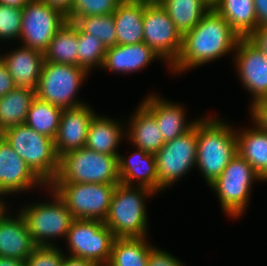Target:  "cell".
Here are the masks:
<instances>
[{
	"mask_svg": "<svg viewBox=\"0 0 267 266\" xmlns=\"http://www.w3.org/2000/svg\"><path fill=\"white\" fill-rule=\"evenodd\" d=\"M248 38L267 56V26L258 27Z\"/></svg>",
	"mask_w": 267,
	"mask_h": 266,
	"instance_id": "cell-40",
	"label": "cell"
},
{
	"mask_svg": "<svg viewBox=\"0 0 267 266\" xmlns=\"http://www.w3.org/2000/svg\"><path fill=\"white\" fill-rule=\"evenodd\" d=\"M60 266H96L93 262L85 260L83 258H77L72 256H67L64 254L63 260Z\"/></svg>",
	"mask_w": 267,
	"mask_h": 266,
	"instance_id": "cell-43",
	"label": "cell"
},
{
	"mask_svg": "<svg viewBox=\"0 0 267 266\" xmlns=\"http://www.w3.org/2000/svg\"><path fill=\"white\" fill-rule=\"evenodd\" d=\"M0 58L6 65L16 87L36 90L45 61L43 52L21 46L15 50L13 48L8 53L0 54Z\"/></svg>",
	"mask_w": 267,
	"mask_h": 266,
	"instance_id": "cell-19",
	"label": "cell"
},
{
	"mask_svg": "<svg viewBox=\"0 0 267 266\" xmlns=\"http://www.w3.org/2000/svg\"><path fill=\"white\" fill-rule=\"evenodd\" d=\"M7 212L0 218V256L25 261L37 245L21 213L14 217Z\"/></svg>",
	"mask_w": 267,
	"mask_h": 266,
	"instance_id": "cell-18",
	"label": "cell"
},
{
	"mask_svg": "<svg viewBox=\"0 0 267 266\" xmlns=\"http://www.w3.org/2000/svg\"><path fill=\"white\" fill-rule=\"evenodd\" d=\"M264 181L238 153L208 187L214 191L229 218L241 217L249 207L253 182Z\"/></svg>",
	"mask_w": 267,
	"mask_h": 266,
	"instance_id": "cell-6",
	"label": "cell"
},
{
	"mask_svg": "<svg viewBox=\"0 0 267 266\" xmlns=\"http://www.w3.org/2000/svg\"><path fill=\"white\" fill-rule=\"evenodd\" d=\"M83 33L99 39L106 48L117 45L113 14L85 16L73 22Z\"/></svg>",
	"mask_w": 267,
	"mask_h": 266,
	"instance_id": "cell-32",
	"label": "cell"
},
{
	"mask_svg": "<svg viewBox=\"0 0 267 266\" xmlns=\"http://www.w3.org/2000/svg\"><path fill=\"white\" fill-rule=\"evenodd\" d=\"M212 7L241 37L258 28L254 0H214Z\"/></svg>",
	"mask_w": 267,
	"mask_h": 266,
	"instance_id": "cell-26",
	"label": "cell"
},
{
	"mask_svg": "<svg viewBox=\"0 0 267 266\" xmlns=\"http://www.w3.org/2000/svg\"><path fill=\"white\" fill-rule=\"evenodd\" d=\"M249 110L252 123L267 133V99L255 103Z\"/></svg>",
	"mask_w": 267,
	"mask_h": 266,
	"instance_id": "cell-38",
	"label": "cell"
},
{
	"mask_svg": "<svg viewBox=\"0 0 267 266\" xmlns=\"http://www.w3.org/2000/svg\"><path fill=\"white\" fill-rule=\"evenodd\" d=\"M147 237L115 238L106 266H147L150 249Z\"/></svg>",
	"mask_w": 267,
	"mask_h": 266,
	"instance_id": "cell-30",
	"label": "cell"
},
{
	"mask_svg": "<svg viewBox=\"0 0 267 266\" xmlns=\"http://www.w3.org/2000/svg\"><path fill=\"white\" fill-rule=\"evenodd\" d=\"M139 106V107H138ZM125 125L126 138L134 148L156 154L165 144L155 117L140 103Z\"/></svg>",
	"mask_w": 267,
	"mask_h": 266,
	"instance_id": "cell-22",
	"label": "cell"
},
{
	"mask_svg": "<svg viewBox=\"0 0 267 266\" xmlns=\"http://www.w3.org/2000/svg\"><path fill=\"white\" fill-rule=\"evenodd\" d=\"M121 1L139 2V0H121Z\"/></svg>",
	"mask_w": 267,
	"mask_h": 266,
	"instance_id": "cell-48",
	"label": "cell"
},
{
	"mask_svg": "<svg viewBox=\"0 0 267 266\" xmlns=\"http://www.w3.org/2000/svg\"><path fill=\"white\" fill-rule=\"evenodd\" d=\"M159 59L163 63H166L144 42L129 45H115L107 48L102 68L108 72L124 75L131 72H140L154 60Z\"/></svg>",
	"mask_w": 267,
	"mask_h": 266,
	"instance_id": "cell-20",
	"label": "cell"
},
{
	"mask_svg": "<svg viewBox=\"0 0 267 266\" xmlns=\"http://www.w3.org/2000/svg\"><path fill=\"white\" fill-rule=\"evenodd\" d=\"M40 186L47 187L0 134V193L7 197Z\"/></svg>",
	"mask_w": 267,
	"mask_h": 266,
	"instance_id": "cell-15",
	"label": "cell"
},
{
	"mask_svg": "<svg viewBox=\"0 0 267 266\" xmlns=\"http://www.w3.org/2000/svg\"><path fill=\"white\" fill-rule=\"evenodd\" d=\"M144 2L121 1L113 13L117 45L143 43Z\"/></svg>",
	"mask_w": 267,
	"mask_h": 266,
	"instance_id": "cell-24",
	"label": "cell"
},
{
	"mask_svg": "<svg viewBox=\"0 0 267 266\" xmlns=\"http://www.w3.org/2000/svg\"><path fill=\"white\" fill-rule=\"evenodd\" d=\"M0 266H25V261L0 256Z\"/></svg>",
	"mask_w": 267,
	"mask_h": 266,
	"instance_id": "cell-44",
	"label": "cell"
},
{
	"mask_svg": "<svg viewBox=\"0 0 267 266\" xmlns=\"http://www.w3.org/2000/svg\"><path fill=\"white\" fill-rule=\"evenodd\" d=\"M48 186L63 200L74 219L104 222L117 184L50 183Z\"/></svg>",
	"mask_w": 267,
	"mask_h": 266,
	"instance_id": "cell-9",
	"label": "cell"
},
{
	"mask_svg": "<svg viewBox=\"0 0 267 266\" xmlns=\"http://www.w3.org/2000/svg\"><path fill=\"white\" fill-rule=\"evenodd\" d=\"M107 48L91 34L78 28V66L89 73L92 69L102 68Z\"/></svg>",
	"mask_w": 267,
	"mask_h": 266,
	"instance_id": "cell-33",
	"label": "cell"
},
{
	"mask_svg": "<svg viewBox=\"0 0 267 266\" xmlns=\"http://www.w3.org/2000/svg\"><path fill=\"white\" fill-rule=\"evenodd\" d=\"M50 201L34 202L21 206L18 211L28 225L32 240L37 246H58L56 238L65 240L71 223L74 220L63 200L49 186L45 187Z\"/></svg>",
	"mask_w": 267,
	"mask_h": 266,
	"instance_id": "cell-7",
	"label": "cell"
},
{
	"mask_svg": "<svg viewBox=\"0 0 267 266\" xmlns=\"http://www.w3.org/2000/svg\"><path fill=\"white\" fill-rule=\"evenodd\" d=\"M113 232L99 220L74 219L65 238L68 255L106 266L115 240Z\"/></svg>",
	"mask_w": 267,
	"mask_h": 266,
	"instance_id": "cell-10",
	"label": "cell"
},
{
	"mask_svg": "<svg viewBox=\"0 0 267 266\" xmlns=\"http://www.w3.org/2000/svg\"><path fill=\"white\" fill-rule=\"evenodd\" d=\"M89 72L70 64L44 62L35 95L62 109H72L87 103L79 100L81 89Z\"/></svg>",
	"mask_w": 267,
	"mask_h": 266,
	"instance_id": "cell-8",
	"label": "cell"
},
{
	"mask_svg": "<svg viewBox=\"0 0 267 266\" xmlns=\"http://www.w3.org/2000/svg\"><path fill=\"white\" fill-rule=\"evenodd\" d=\"M217 116L197 120L196 168L211 185L237 154L236 129Z\"/></svg>",
	"mask_w": 267,
	"mask_h": 266,
	"instance_id": "cell-2",
	"label": "cell"
},
{
	"mask_svg": "<svg viewBox=\"0 0 267 266\" xmlns=\"http://www.w3.org/2000/svg\"><path fill=\"white\" fill-rule=\"evenodd\" d=\"M236 129L237 153L267 182V133L257 125Z\"/></svg>",
	"mask_w": 267,
	"mask_h": 266,
	"instance_id": "cell-25",
	"label": "cell"
},
{
	"mask_svg": "<svg viewBox=\"0 0 267 266\" xmlns=\"http://www.w3.org/2000/svg\"><path fill=\"white\" fill-rule=\"evenodd\" d=\"M13 78L4 62L0 58V98L5 96L8 92L12 91L15 88Z\"/></svg>",
	"mask_w": 267,
	"mask_h": 266,
	"instance_id": "cell-39",
	"label": "cell"
},
{
	"mask_svg": "<svg viewBox=\"0 0 267 266\" xmlns=\"http://www.w3.org/2000/svg\"><path fill=\"white\" fill-rule=\"evenodd\" d=\"M121 0H73L67 22L85 16L113 14Z\"/></svg>",
	"mask_w": 267,
	"mask_h": 266,
	"instance_id": "cell-34",
	"label": "cell"
},
{
	"mask_svg": "<svg viewBox=\"0 0 267 266\" xmlns=\"http://www.w3.org/2000/svg\"><path fill=\"white\" fill-rule=\"evenodd\" d=\"M51 183L119 184L118 156L86 147L70 151L59 159V171Z\"/></svg>",
	"mask_w": 267,
	"mask_h": 266,
	"instance_id": "cell-5",
	"label": "cell"
},
{
	"mask_svg": "<svg viewBox=\"0 0 267 266\" xmlns=\"http://www.w3.org/2000/svg\"><path fill=\"white\" fill-rule=\"evenodd\" d=\"M143 33V42L170 67L180 54L183 36L160 4L144 2Z\"/></svg>",
	"mask_w": 267,
	"mask_h": 266,
	"instance_id": "cell-12",
	"label": "cell"
},
{
	"mask_svg": "<svg viewBox=\"0 0 267 266\" xmlns=\"http://www.w3.org/2000/svg\"><path fill=\"white\" fill-rule=\"evenodd\" d=\"M35 90L15 87L0 98V134L16 125L25 124Z\"/></svg>",
	"mask_w": 267,
	"mask_h": 266,
	"instance_id": "cell-28",
	"label": "cell"
},
{
	"mask_svg": "<svg viewBox=\"0 0 267 266\" xmlns=\"http://www.w3.org/2000/svg\"><path fill=\"white\" fill-rule=\"evenodd\" d=\"M147 266H185L180 259L168 251L153 246L150 249Z\"/></svg>",
	"mask_w": 267,
	"mask_h": 266,
	"instance_id": "cell-37",
	"label": "cell"
},
{
	"mask_svg": "<svg viewBox=\"0 0 267 266\" xmlns=\"http://www.w3.org/2000/svg\"><path fill=\"white\" fill-rule=\"evenodd\" d=\"M63 109L35 97L27 113L25 124L39 134L55 139Z\"/></svg>",
	"mask_w": 267,
	"mask_h": 266,
	"instance_id": "cell-31",
	"label": "cell"
},
{
	"mask_svg": "<svg viewBox=\"0 0 267 266\" xmlns=\"http://www.w3.org/2000/svg\"><path fill=\"white\" fill-rule=\"evenodd\" d=\"M50 7L59 10L66 17L71 13V5L73 0H42Z\"/></svg>",
	"mask_w": 267,
	"mask_h": 266,
	"instance_id": "cell-42",
	"label": "cell"
},
{
	"mask_svg": "<svg viewBox=\"0 0 267 266\" xmlns=\"http://www.w3.org/2000/svg\"><path fill=\"white\" fill-rule=\"evenodd\" d=\"M124 157L118 155L120 183L128 186H143L158 193V176L155 155L138 148ZM137 182V183H136Z\"/></svg>",
	"mask_w": 267,
	"mask_h": 266,
	"instance_id": "cell-21",
	"label": "cell"
},
{
	"mask_svg": "<svg viewBox=\"0 0 267 266\" xmlns=\"http://www.w3.org/2000/svg\"><path fill=\"white\" fill-rule=\"evenodd\" d=\"M1 135L47 186L56 178L60 158L54 139L39 134L26 124L6 129Z\"/></svg>",
	"mask_w": 267,
	"mask_h": 266,
	"instance_id": "cell-4",
	"label": "cell"
},
{
	"mask_svg": "<svg viewBox=\"0 0 267 266\" xmlns=\"http://www.w3.org/2000/svg\"><path fill=\"white\" fill-rule=\"evenodd\" d=\"M197 122L184 135L165 142L155 154L158 193L172 187L180 178L196 167ZM178 180V181H177Z\"/></svg>",
	"mask_w": 267,
	"mask_h": 266,
	"instance_id": "cell-11",
	"label": "cell"
},
{
	"mask_svg": "<svg viewBox=\"0 0 267 266\" xmlns=\"http://www.w3.org/2000/svg\"><path fill=\"white\" fill-rule=\"evenodd\" d=\"M258 27L267 26V0H254Z\"/></svg>",
	"mask_w": 267,
	"mask_h": 266,
	"instance_id": "cell-41",
	"label": "cell"
},
{
	"mask_svg": "<svg viewBox=\"0 0 267 266\" xmlns=\"http://www.w3.org/2000/svg\"><path fill=\"white\" fill-rule=\"evenodd\" d=\"M64 254L58 246H37L25 260V266H60Z\"/></svg>",
	"mask_w": 267,
	"mask_h": 266,
	"instance_id": "cell-36",
	"label": "cell"
},
{
	"mask_svg": "<svg viewBox=\"0 0 267 266\" xmlns=\"http://www.w3.org/2000/svg\"><path fill=\"white\" fill-rule=\"evenodd\" d=\"M96 111L90 105L63 109L54 147L57 156L85 147L90 122Z\"/></svg>",
	"mask_w": 267,
	"mask_h": 266,
	"instance_id": "cell-16",
	"label": "cell"
},
{
	"mask_svg": "<svg viewBox=\"0 0 267 266\" xmlns=\"http://www.w3.org/2000/svg\"><path fill=\"white\" fill-rule=\"evenodd\" d=\"M233 62L245 90L251 95L250 107L267 99V56L248 37L238 41Z\"/></svg>",
	"mask_w": 267,
	"mask_h": 266,
	"instance_id": "cell-14",
	"label": "cell"
},
{
	"mask_svg": "<svg viewBox=\"0 0 267 266\" xmlns=\"http://www.w3.org/2000/svg\"><path fill=\"white\" fill-rule=\"evenodd\" d=\"M158 4L167 12L182 36L192 30L212 8L210 0H160Z\"/></svg>",
	"mask_w": 267,
	"mask_h": 266,
	"instance_id": "cell-27",
	"label": "cell"
},
{
	"mask_svg": "<svg viewBox=\"0 0 267 266\" xmlns=\"http://www.w3.org/2000/svg\"><path fill=\"white\" fill-rule=\"evenodd\" d=\"M22 8L0 4V42L16 40L21 32Z\"/></svg>",
	"mask_w": 267,
	"mask_h": 266,
	"instance_id": "cell-35",
	"label": "cell"
},
{
	"mask_svg": "<svg viewBox=\"0 0 267 266\" xmlns=\"http://www.w3.org/2000/svg\"><path fill=\"white\" fill-rule=\"evenodd\" d=\"M178 102L163 99L155 93L148 94L141 104L155 117L165 142L180 137L191 130L198 119L186 120V110ZM189 121V122H188Z\"/></svg>",
	"mask_w": 267,
	"mask_h": 266,
	"instance_id": "cell-17",
	"label": "cell"
},
{
	"mask_svg": "<svg viewBox=\"0 0 267 266\" xmlns=\"http://www.w3.org/2000/svg\"><path fill=\"white\" fill-rule=\"evenodd\" d=\"M240 38L212 7L192 30L183 35L180 54L169 71L180 76L188 70L221 59L236 50Z\"/></svg>",
	"mask_w": 267,
	"mask_h": 266,
	"instance_id": "cell-1",
	"label": "cell"
},
{
	"mask_svg": "<svg viewBox=\"0 0 267 266\" xmlns=\"http://www.w3.org/2000/svg\"><path fill=\"white\" fill-rule=\"evenodd\" d=\"M5 195L0 193V218L8 211L7 208L9 205H7V202H5L2 198H4ZM2 197V198H1ZM6 203V204H5Z\"/></svg>",
	"mask_w": 267,
	"mask_h": 266,
	"instance_id": "cell-46",
	"label": "cell"
},
{
	"mask_svg": "<svg viewBox=\"0 0 267 266\" xmlns=\"http://www.w3.org/2000/svg\"><path fill=\"white\" fill-rule=\"evenodd\" d=\"M139 2H145V3H158L159 0H139Z\"/></svg>",
	"mask_w": 267,
	"mask_h": 266,
	"instance_id": "cell-47",
	"label": "cell"
},
{
	"mask_svg": "<svg viewBox=\"0 0 267 266\" xmlns=\"http://www.w3.org/2000/svg\"><path fill=\"white\" fill-rule=\"evenodd\" d=\"M43 55L44 62L78 66V27L73 22L66 21Z\"/></svg>",
	"mask_w": 267,
	"mask_h": 266,
	"instance_id": "cell-29",
	"label": "cell"
},
{
	"mask_svg": "<svg viewBox=\"0 0 267 266\" xmlns=\"http://www.w3.org/2000/svg\"><path fill=\"white\" fill-rule=\"evenodd\" d=\"M30 0H0V4L15 8H24Z\"/></svg>",
	"mask_w": 267,
	"mask_h": 266,
	"instance_id": "cell-45",
	"label": "cell"
},
{
	"mask_svg": "<svg viewBox=\"0 0 267 266\" xmlns=\"http://www.w3.org/2000/svg\"><path fill=\"white\" fill-rule=\"evenodd\" d=\"M97 114L90 122L85 147L98 153L118 156V147L126 136L124 122Z\"/></svg>",
	"mask_w": 267,
	"mask_h": 266,
	"instance_id": "cell-23",
	"label": "cell"
},
{
	"mask_svg": "<svg viewBox=\"0 0 267 266\" xmlns=\"http://www.w3.org/2000/svg\"><path fill=\"white\" fill-rule=\"evenodd\" d=\"M66 16L42 0H30L22 9L19 41L22 46L45 52Z\"/></svg>",
	"mask_w": 267,
	"mask_h": 266,
	"instance_id": "cell-13",
	"label": "cell"
},
{
	"mask_svg": "<svg viewBox=\"0 0 267 266\" xmlns=\"http://www.w3.org/2000/svg\"><path fill=\"white\" fill-rule=\"evenodd\" d=\"M157 195L143 186L117 184L104 224L116 238L147 237L146 199Z\"/></svg>",
	"mask_w": 267,
	"mask_h": 266,
	"instance_id": "cell-3",
	"label": "cell"
}]
</instances>
